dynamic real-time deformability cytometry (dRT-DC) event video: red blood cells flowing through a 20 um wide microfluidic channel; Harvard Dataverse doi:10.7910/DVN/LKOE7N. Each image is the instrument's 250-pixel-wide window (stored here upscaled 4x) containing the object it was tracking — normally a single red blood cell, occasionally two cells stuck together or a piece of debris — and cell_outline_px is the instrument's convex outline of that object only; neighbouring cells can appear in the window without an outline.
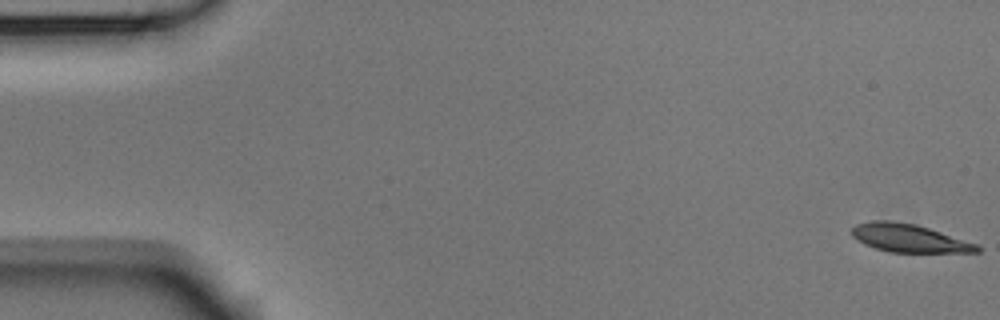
{"species": "Egyptian fruit bat (a non-hibernating species)", "species_latin": "Rousettus aegyptiacus", "temperature_condition": "room temperature", "stored_images_in_passage": 6, "camera_frame_rate_fps": 3000, "um_per_image_px": 0.085, "animal": {"sex": "male"}, "frame": {"image": 1, "passage_image": 1, "time_ms": 0.0, "image_size_px": [1000, 320], "cell_outline_px": [[980, 252], [888, 252], [864, 244], [852, 236], [852, 228], [856, 224], [872, 220], [892, 220], [916, 224], [976, 244], [980, 248]], "centroid_in_image_um": [77.21, 20.23], "position_along_channel_um": 7.8, "area_um2": 20.29}}
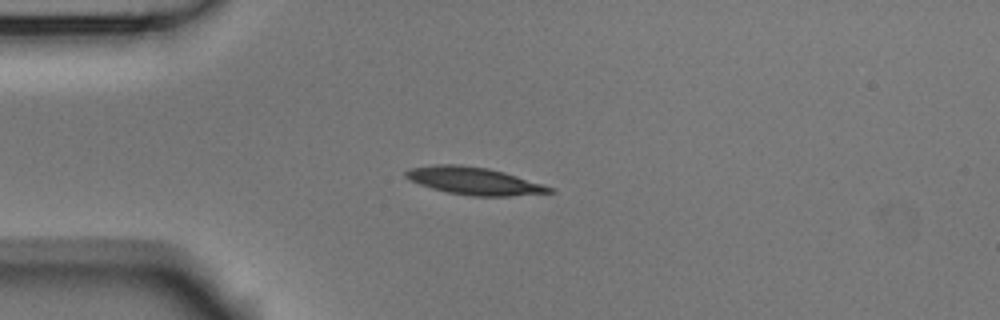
{"frame": {"image": 2, "passage_image": 5, "time_ms": 1.333, "image_size_px": [1000, 320], "cell_outline_px": [[556, 192], [512, 196], [472, 196], [448, 192], [432, 188], [420, 184], [404, 176], [404, 172], [408, 168], [436, 164], [460, 164], [488, 168], [504, 172], [544, 184], [556, 188]], "centroid_in_image_um": [40.34, 15.37], "position_along_channel_um": 44.7, "area_um2": 23.12}}
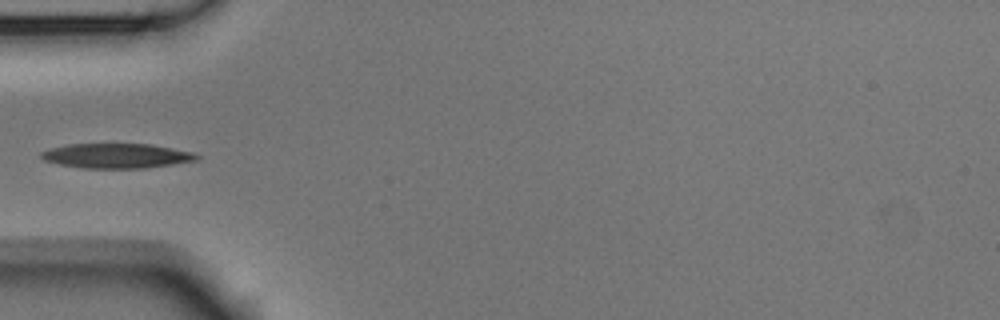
{"frame": {"image": 3, "passage_image": 6, "time_ms": 1.667, "image_size_px": [1000, 320], "cell_outline_px": [[200, 156], [196, 160], [172, 164], [144, 168], [80, 168], [60, 164], [44, 160], [40, 156], [40, 152], [48, 148], [68, 144], [152, 144], [196, 152]], "centroid_in_image_um": [9.91, 13.23], "position_along_channel_um": 75.1, "area_um2": 22.54}}